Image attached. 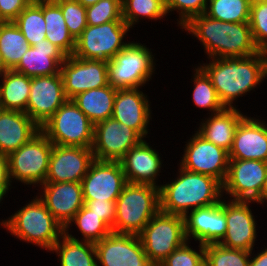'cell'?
<instances>
[{"instance_id": "cell-44", "label": "cell", "mask_w": 267, "mask_h": 266, "mask_svg": "<svg viewBox=\"0 0 267 266\" xmlns=\"http://www.w3.org/2000/svg\"><path fill=\"white\" fill-rule=\"evenodd\" d=\"M84 205L96 214L112 229L115 222L116 216V205L115 201H97L89 200L84 201Z\"/></svg>"}, {"instance_id": "cell-49", "label": "cell", "mask_w": 267, "mask_h": 266, "mask_svg": "<svg viewBox=\"0 0 267 266\" xmlns=\"http://www.w3.org/2000/svg\"><path fill=\"white\" fill-rule=\"evenodd\" d=\"M7 70H9V69L6 67L5 61H4L3 56L0 52V76L3 73H5Z\"/></svg>"}, {"instance_id": "cell-47", "label": "cell", "mask_w": 267, "mask_h": 266, "mask_svg": "<svg viewBox=\"0 0 267 266\" xmlns=\"http://www.w3.org/2000/svg\"><path fill=\"white\" fill-rule=\"evenodd\" d=\"M255 250L251 251V257L249 260V265L248 266H267V248L263 247V250L261 248V252H257L254 254Z\"/></svg>"}, {"instance_id": "cell-19", "label": "cell", "mask_w": 267, "mask_h": 266, "mask_svg": "<svg viewBox=\"0 0 267 266\" xmlns=\"http://www.w3.org/2000/svg\"><path fill=\"white\" fill-rule=\"evenodd\" d=\"M94 160L92 148L53 144L45 183L81 182Z\"/></svg>"}, {"instance_id": "cell-27", "label": "cell", "mask_w": 267, "mask_h": 266, "mask_svg": "<svg viewBox=\"0 0 267 266\" xmlns=\"http://www.w3.org/2000/svg\"><path fill=\"white\" fill-rule=\"evenodd\" d=\"M246 117L239 108H224L200 121L197 133L216 146L230 151L239 123Z\"/></svg>"}, {"instance_id": "cell-3", "label": "cell", "mask_w": 267, "mask_h": 266, "mask_svg": "<svg viewBox=\"0 0 267 266\" xmlns=\"http://www.w3.org/2000/svg\"><path fill=\"white\" fill-rule=\"evenodd\" d=\"M175 179L160 184V211L185 216L188 212L214 205L223 199V184L216 178L178 166Z\"/></svg>"}, {"instance_id": "cell-14", "label": "cell", "mask_w": 267, "mask_h": 266, "mask_svg": "<svg viewBox=\"0 0 267 266\" xmlns=\"http://www.w3.org/2000/svg\"><path fill=\"white\" fill-rule=\"evenodd\" d=\"M94 245L97 266H156L146 255L138 235L111 232Z\"/></svg>"}, {"instance_id": "cell-12", "label": "cell", "mask_w": 267, "mask_h": 266, "mask_svg": "<svg viewBox=\"0 0 267 266\" xmlns=\"http://www.w3.org/2000/svg\"><path fill=\"white\" fill-rule=\"evenodd\" d=\"M266 177L267 162L229 159L228 173L223 183V198L255 201L260 196Z\"/></svg>"}, {"instance_id": "cell-23", "label": "cell", "mask_w": 267, "mask_h": 266, "mask_svg": "<svg viewBox=\"0 0 267 266\" xmlns=\"http://www.w3.org/2000/svg\"><path fill=\"white\" fill-rule=\"evenodd\" d=\"M156 150L145 139L128 150L120 160L127 183L150 184L160 188L157 181L164 160Z\"/></svg>"}, {"instance_id": "cell-5", "label": "cell", "mask_w": 267, "mask_h": 266, "mask_svg": "<svg viewBox=\"0 0 267 266\" xmlns=\"http://www.w3.org/2000/svg\"><path fill=\"white\" fill-rule=\"evenodd\" d=\"M115 205L113 232L139 235L160 211V188L150 184L127 183Z\"/></svg>"}, {"instance_id": "cell-34", "label": "cell", "mask_w": 267, "mask_h": 266, "mask_svg": "<svg viewBox=\"0 0 267 266\" xmlns=\"http://www.w3.org/2000/svg\"><path fill=\"white\" fill-rule=\"evenodd\" d=\"M73 223L77 227V232L81 234V238H76L75 235L69 233ZM112 232V229L96 214L92 213L85 205L75 214L73 220L65 228V233L73 239L96 243L107 237Z\"/></svg>"}, {"instance_id": "cell-6", "label": "cell", "mask_w": 267, "mask_h": 266, "mask_svg": "<svg viewBox=\"0 0 267 266\" xmlns=\"http://www.w3.org/2000/svg\"><path fill=\"white\" fill-rule=\"evenodd\" d=\"M144 43L130 41L112 59L107 61L110 86L116 89L144 87L156 70L155 53Z\"/></svg>"}, {"instance_id": "cell-9", "label": "cell", "mask_w": 267, "mask_h": 266, "mask_svg": "<svg viewBox=\"0 0 267 266\" xmlns=\"http://www.w3.org/2000/svg\"><path fill=\"white\" fill-rule=\"evenodd\" d=\"M138 236L146 255L158 266L187 241L184 217L159 211Z\"/></svg>"}, {"instance_id": "cell-13", "label": "cell", "mask_w": 267, "mask_h": 266, "mask_svg": "<svg viewBox=\"0 0 267 266\" xmlns=\"http://www.w3.org/2000/svg\"><path fill=\"white\" fill-rule=\"evenodd\" d=\"M143 138L132 128L108 118L94 125L92 152L95 160L120 161Z\"/></svg>"}, {"instance_id": "cell-48", "label": "cell", "mask_w": 267, "mask_h": 266, "mask_svg": "<svg viewBox=\"0 0 267 266\" xmlns=\"http://www.w3.org/2000/svg\"><path fill=\"white\" fill-rule=\"evenodd\" d=\"M259 205H264V202L267 203V177L264 181L263 187L261 189L260 196L254 201Z\"/></svg>"}, {"instance_id": "cell-42", "label": "cell", "mask_w": 267, "mask_h": 266, "mask_svg": "<svg viewBox=\"0 0 267 266\" xmlns=\"http://www.w3.org/2000/svg\"><path fill=\"white\" fill-rule=\"evenodd\" d=\"M190 241L175 249L158 266H205L204 245L198 243V251L193 249ZM191 246V247H190Z\"/></svg>"}, {"instance_id": "cell-36", "label": "cell", "mask_w": 267, "mask_h": 266, "mask_svg": "<svg viewBox=\"0 0 267 266\" xmlns=\"http://www.w3.org/2000/svg\"><path fill=\"white\" fill-rule=\"evenodd\" d=\"M251 2V0H208L204 14L218 21L249 22Z\"/></svg>"}, {"instance_id": "cell-46", "label": "cell", "mask_w": 267, "mask_h": 266, "mask_svg": "<svg viewBox=\"0 0 267 266\" xmlns=\"http://www.w3.org/2000/svg\"><path fill=\"white\" fill-rule=\"evenodd\" d=\"M11 184L8 157L0 154V194L7 197L6 194L13 188Z\"/></svg>"}, {"instance_id": "cell-8", "label": "cell", "mask_w": 267, "mask_h": 266, "mask_svg": "<svg viewBox=\"0 0 267 266\" xmlns=\"http://www.w3.org/2000/svg\"><path fill=\"white\" fill-rule=\"evenodd\" d=\"M53 143L40 131L29 142L8 156L11 183L34 188L45 183ZM37 185V186H36Z\"/></svg>"}, {"instance_id": "cell-21", "label": "cell", "mask_w": 267, "mask_h": 266, "mask_svg": "<svg viewBox=\"0 0 267 266\" xmlns=\"http://www.w3.org/2000/svg\"><path fill=\"white\" fill-rule=\"evenodd\" d=\"M39 187L37 196L65 229L84 206L81 182L44 183Z\"/></svg>"}, {"instance_id": "cell-11", "label": "cell", "mask_w": 267, "mask_h": 266, "mask_svg": "<svg viewBox=\"0 0 267 266\" xmlns=\"http://www.w3.org/2000/svg\"><path fill=\"white\" fill-rule=\"evenodd\" d=\"M194 132L185 142L178 165L190 172L212 176L223 184L228 173L229 152Z\"/></svg>"}, {"instance_id": "cell-50", "label": "cell", "mask_w": 267, "mask_h": 266, "mask_svg": "<svg viewBox=\"0 0 267 266\" xmlns=\"http://www.w3.org/2000/svg\"><path fill=\"white\" fill-rule=\"evenodd\" d=\"M81 5H83L84 7H88L91 5L96 4L98 1L100 0H77Z\"/></svg>"}, {"instance_id": "cell-33", "label": "cell", "mask_w": 267, "mask_h": 266, "mask_svg": "<svg viewBox=\"0 0 267 266\" xmlns=\"http://www.w3.org/2000/svg\"><path fill=\"white\" fill-rule=\"evenodd\" d=\"M30 46L46 39L43 0H33L13 21Z\"/></svg>"}, {"instance_id": "cell-29", "label": "cell", "mask_w": 267, "mask_h": 266, "mask_svg": "<svg viewBox=\"0 0 267 266\" xmlns=\"http://www.w3.org/2000/svg\"><path fill=\"white\" fill-rule=\"evenodd\" d=\"M0 81V108L25 112L31 77L14 70H7L0 76Z\"/></svg>"}, {"instance_id": "cell-30", "label": "cell", "mask_w": 267, "mask_h": 266, "mask_svg": "<svg viewBox=\"0 0 267 266\" xmlns=\"http://www.w3.org/2000/svg\"><path fill=\"white\" fill-rule=\"evenodd\" d=\"M56 253L60 266H97L95 245L76 240L64 233L50 253Z\"/></svg>"}, {"instance_id": "cell-7", "label": "cell", "mask_w": 267, "mask_h": 266, "mask_svg": "<svg viewBox=\"0 0 267 266\" xmlns=\"http://www.w3.org/2000/svg\"><path fill=\"white\" fill-rule=\"evenodd\" d=\"M55 145L92 148L94 124L73 100H67L41 127Z\"/></svg>"}, {"instance_id": "cell-2", "label": "cell", "mask_w": 267, "mask_h": 266, "mask_svg": "<svg viewBox=\"0 0 267 266\" xmlns=\"http://www.w3.org/2000/svg\"><path fill=\"white\" fill-rule=\"evenodd\" d=\"M181 29L200 41L207 59L247 57L260 51L254 43L249 22H224L199 14Z\"/></svg>"}, {"instance_id": "cell-32", "label": "cell", "mask_w": 267, "mask_h": 266, "mask_svg": "<svg viewBox=\"0 0 267 266\" xmlns=\"http://www.w3.org/2000/svg\"><path fill=\"white\" fill-rule=\"evenodd\" d=\"M29 48L26 38L13 21L0 24V52L9 70L19 64Z\"/></svg>"}, {"instance_id": "cell-1", "label": "cell", "mask_w": 267, "mask_h": 266, "mask_svg": "<svg viewBox=\"0 0 267 266\" xmlns=\"http://www.w3.org/2000/svg\"><path fill=\"white\" fill-rule=\"evenodd\" d=\"M198 66L207 74L225 108H236V100L255 91L267 79V52L247 57L208 58ZM202 64V65H201ZM235 101V102H234Z\"/></svg>"}, {"instance_id": "cell-10", "label": "cell", "mask_w": 267, "mask_h": 266, "mask_svg": "<svg viewBox=\"0 0 267 266\" xmlns=\"http://www.w3.org/2000/svg\"><path fill=\"white\" fill-rule=\"evenodd\" d=\"M130 30L125 21L87 25L75 40L73 56L109 61L130 42L124 40Z\"/></svg>"}, {"instance_id": "cell-17", "label": "cell", "mask_w": 267, "mask_h": 266, "mask_svg": "<svg viewBox=\"0 0 267 266\" xmlns=\"http://www.w3.org/2000/svg\"><path fill=\"white\" fill-rule=\"evenodd\" d=\"M67 100L61 73L32 77L25 113L41 127Z\"/></svg>"}, {"instance_id": "cell-43", "label": "cell", "mask_w": 267, "mask_h": 266, "mask_svg": "<svg viewBox=\"0 0 267 266\" xmlns=\"http://www.w3.org/2000/svg\"><path fill=\"white\" fill-rule=\"evenodd\" d=\"M208 0H165V8L167 15L173 11H177L179 18L177 19V26L182 28L193 17L199 14H204L207 7Z\"/></svg>"}, {"instance_id": "cell-39", "label": "cell", "mask_w": 267, "mask_h": 266, "mask_svg": "<svg viewBox=\"0 0 267 266\" xmlns=\"http://www.w3.org/2000/svg\"><path fill=\"white\" fill-rule=\"evenodd\" d=\"M87 25L95 26L122 19V0H100L86 7Z\"/></svg>"}, {"instance_id": "cell-38", "label": "cell", "mask_w": 267, "mask_h": 266, "mask_svg": "<svg viewBox=\"0 0 267 266\" xmlns=\"http://www.w3.org/2000/svg\"><path fill=\"white\" fill-rule=\"evenodd\" d=\"M205 266H248L251 252L230 249L219 243L204 245Z\"/></svg>"}, {"instance_id": "cell-20", "label": "cell", "mask_w": 267, "mask_h": 266, "mask_svg": "<svg viewBox=\"0 0 267 266\" xmlns=\"http://www.w3.org/2000/svg\"><path fill=\"white\" fill-rule=\"evenodd\" d=\"M185 236L200 244L219 243L227 231L225 198L211 206L194 209L184 216Z\"/></svg>"}, {"instance_id": "cell-51", "label": "cell", "mask_w": 267, "mask_h": 266, "mask_svg": "<svg viewBox=\"0 0 267 266\" xmlns=\"http://www.w3.org/2000/svg\"><path fill=\"white\" fill-rule=\"evenodd\" d=\"M3 198H5V196L4 195H2V194H0V204L2 205V201H3Z\"/></svg>"}, {"instance_id": "cell-22", "label": "cell", "mask_w": 267, "mask_h": 266, "mask_svg": "<svg viewBox=\"0 0 267 266\" xmlns=\"http://www.w3.org/2000/svg\"><path fill=\"white\" fill-rule=\"evenodd\" d=\"M147 96L140 88L117 89L112 114L113 119L134 129L143 139L149 138L153 114Z\"/></svg>"}, {"instance_id": "cell-41", "label": "cell", "mask_w": 267, "mask_h": 266, "mask_svg": "<svg viewBox=\"0 0 267 266\" xmlns=\"http://www.w3.org/2000/svg\"><path fill=\"white\" fill-rule=\"evenodd\" d=\"M60 8L69 33L76 40L87 27L86 7L77 0H53Z\"/></svg>"}, {"instance_id": "cell-25", "label": "cell", "mask_w": 267, "mask_h": 266, "mask_svg": "<svg viewBox=\"0 0 267 266\" xmlns=\"http://www.w3.org/2000/svg\"><path fill=\"white\" fill-rule=\"evenodd\" d=\"M40 131V127L25 112L0 108L1 155L8 157Z\"/></svg>"}, {"instance_id": "cell-40", "label": "cell", "mask_w": 267, "mask_h": 266, "mask_svg": "<svg viewBox=\"0 0 267 266\" xmlns=\"http://www.w3.org/2000/svg\"><path fill=\"white\" fill-rule=\"evenodd\" d=\"M249 24L255 45L267 52V1L253 0L250 5Z\"/></svg>"}, {"instance_id": "cell-15", "label": "cell", "mask_w": 267, "mask_h": 266, "mask_svg": "<svg viewBox=\"0 0 267 266\" xmlns=\"http://www.w3.org/2000/svg\"><path fill=\"white\" fill-rule=\"evenodd\" d=\"M127 184L120 161L94 160L81 180L84 201H116Z\"/></svg>"}, {"instance_id": "cell-45", "label": "cell", "mask_w": 267, "mask_h": 266, "mask_svg": "<svg viewBox=\"0 0 267 266\" xmlns=\"http://www.w3.org/2000/svg\"><path fill=\"white\" fill-rule=\"evenodd\" d=\"M33 0H0V15L7 21H14Z\"/></svg>"}, {"instance_id": "cell-18", "label": "cell", "mask_w": 267, "mask_h": 266, "mask_svg": "<svg viewBox=\"0 0 267 266\" xmlns=\"http://www.w3.org/2000/svg\"><path fill=\"white\" fill-rule=\"evenodd\" d=\"M250 203L255 204L254 201L225 200L227 231L219 244L230 249L248 252L254 250L258 237V224Z\"/></svg>"}, {"instance_id": "cell-35", "label": "cell", "mask_w": 267, "mask_h": 266, "mask_svg": "<svg viewBox=\"0 0 267 266\" xmlns=\"http://www.w3.org/2000/svg\"><path fill=\"white\" fill-rule=\"evenodd\" d=\"M167 16L165 0H122V19L131 29L141 19L157 21Z\"/></svg>"}, {"instance_id": "cell-24", "label": "cell", "mask_w": 267, "mask_h": 266, "mask_svg": "<svg viewBox=\"0 0 267 266\" xmlns=\"http://www.w3.org/2000/svg\"><path fill=\"white\" fill-rule=\"evenodd\" d=\"M266 119L246 116L238 125L229 159L267 162Z\"/></svg>"}, {"instance_id": "cell-26", "label": "cell", "mask_w": 267, "mask_h": 266, "mask_svg": "<svg viewBox=\"0 0 267 266\" xmlns=\"http://www.w3.org/2000/svg\"><path fill=\"white\" fill-rule=\"evenodd\" d=\"M67 55L47 39L30 46L13 69L28 77L59 74Z\"/></svg>"}, {"instance_id": "cell-16", "label": "cell", "mask_w": 267, "mask_h": 266, "mask_svg": "<svg viewBox=\"0 0 267 266\" xmlns=\"http://www.w3.org/2000/svg\"><path fill=\"white\" fill-rule=\"evenodd\" d=\"M64 92L69 100L76 95L109 85L107 61L67 56L61 64Z\"/></svg>"}, {"instance_id": "cell-52", "label": "cell", "mask_w": 267, "mask_h": 266, "mask_svg": "<svg viewBox=\"0 0 267 266\" xmlns=\"http://www.w3.org/2000/svg\"><path fill=\"white\" fill-rule=\"evenodd\" d=\"M4 22H6L2 17H1V15H0V24H2V23H4Z\"/></svg>"}, {"instance_id": "cell-28", "label": "cell", "mask_w": 267, "mask_h": 266, "mask_svg": "<svg viewBox=\"0 0 267 266\" xmlns=\"http://www.w3.org/2000/svg\"><path fill=\"white\" fill-rule=\"evenodd\" d=\"M116 92V88L107 85L80 93L72 100L95 125L112 118Z\"/></svg>"}, {"instance_id": "cell-31", "label": "cell", "mask_w": 267, "mask_h": 266, "mask_svg": "<svg viewBox=\"0 0 267 266\" xmlns=\"http://www.w3.org/2000/svg\"><path fill=\"white\" fill-rule=\"evenodd\" d=\"M43 16L46 24V39L67 56L73 55L75 39L67 29L61 8L53 0H43Z\"/></svg>"}, {"instance_id": "cell-4", "label": "cell", "mask_w": 267, "mask_h": 266, "mask_svg": "<svg viewBox=\"0 0 267 266\" xmlns=\"http://www.w3.org/2000/svg\"><path fill=\"white\" fill-rule=\"evenodd\" d=\"M0 222L3 229L20 241L50 252L65 233L37 195L21 209ZM49 250V251H48Z\"/></svg>"}, {"instance_id": "cell-37", "label": "cell", "mask_w": 267, "mask_h": 266, "mask_svg": "<svg viewBox=\"0 0 267 266\" xmlns=\"http://www.w3.org/2000/svg\"><path fill=\"white\" fill-rule=\"evenodd\" d=\"M192 101L196 108L207 109V115L222 111L225 107L220 102L216 90L207 74L199 67H194ZM193 79V80H192ZM210 111V112H209Z\"/></svg>"}]
</instances>
